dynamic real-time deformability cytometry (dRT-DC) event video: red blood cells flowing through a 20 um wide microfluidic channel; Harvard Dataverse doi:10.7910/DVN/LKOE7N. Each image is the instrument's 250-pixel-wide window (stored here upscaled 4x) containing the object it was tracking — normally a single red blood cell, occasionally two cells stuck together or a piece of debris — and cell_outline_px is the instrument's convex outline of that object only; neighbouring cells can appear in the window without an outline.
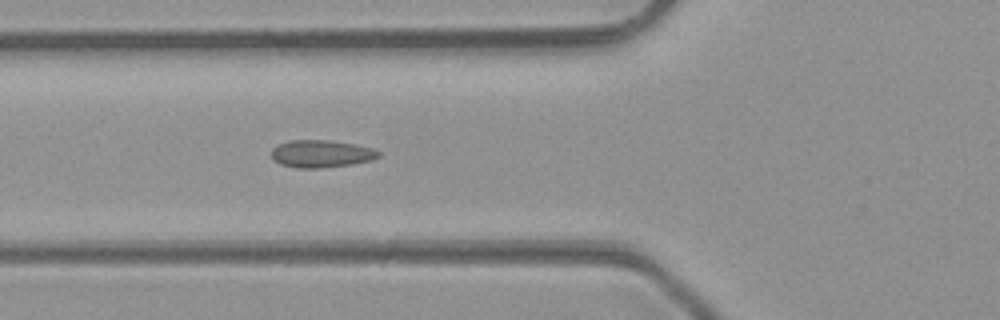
{"species": "common noctule bat (a hibernating species)", "species_latin": "Nyctalus noctula", "temperature_condition": "room temperature", "stored_images_in_passage": 31, "camera_frame_rate_fps": 3000, "um_per_image_px": 0.085, "animal": {"sex": "male", "body_mass_g": 23.1, "forearm_length_mm": 52.7}, "frame": {"image": 1, "passage_image": 5, "time_ms": 1.333, "image_size_px": [1000, 320], "cell_outline_px": [[380, 156], [372, 160], [352, 164], [324, 168], [296, 168], [280, 164], [272, 156], [272, 148], [276, 144], [288, 140], [328, 140], [356, 144], [376, 148], [380, 152]], "centroid_in_image_um": [27.33, 13.06], "position_along_channel_um": 98.5, "area_um2": 17.4}}
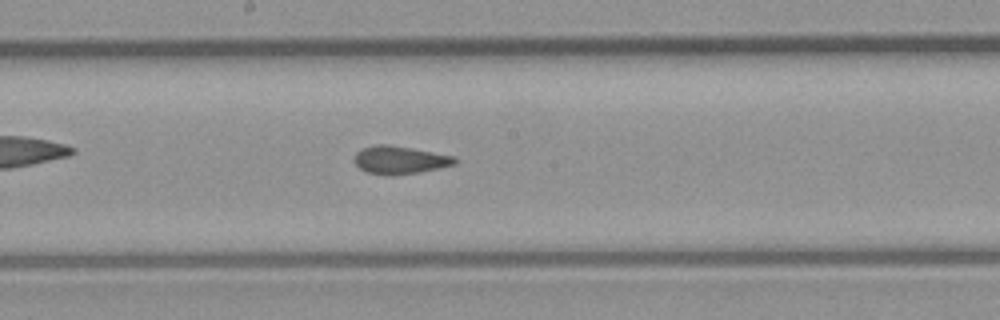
{"frame": {"image": 2, "passage_image": 13, "time_ms": 4.0, "image_size_px": [1000, 320], "cell_outline_px": [[460, 160], [456, 164], [440, 168], [420, 172], [392, 176], [384, 176], [368, 172], [360, 168], [352, 160], [356, 152], [360, 148], [376, 144], [388, 144], [412, 148], [456, 156]], "centroid_in_image_um": [34.0, 13.6], "position_along_channel_um": 214.2, "area_um2": 16.82}}
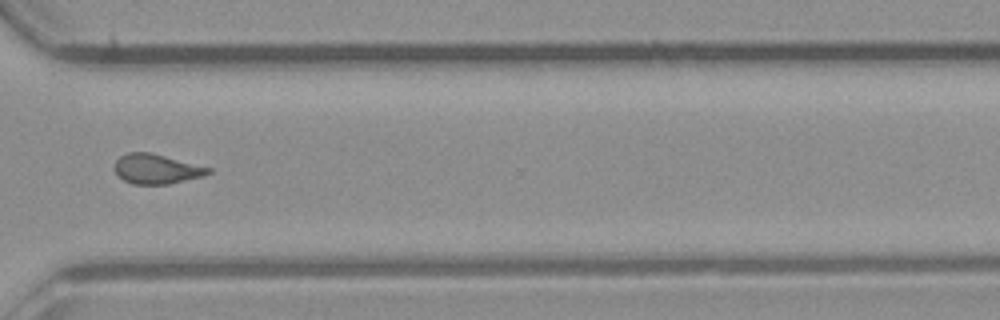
{"frame": {"image": 3, "passage_image": 23, "time_ms": 7.333, "image_size_px": [1000, 320], "cell_outline_px": [[212, 172], [204, 176], [168, 184], [132, 184], [124, 180], [112, 168], [116, 160], [120, 156], [128, 152], [152, 152], [212, 168]], "centroid_in_image_um": [13.31, 14.35], "position_along_channel_um": 357.3, "area_um2": 16.42}, "authors_computed_cell_mechanics": {"area_um2": 16.5308, "velocity_mm_per_s": 4.304, "shape_relaxation_time_tau1_ms": null, "shape_relaxation_time_tau2_ms": 1.9012, "deformation_change_tau1": null, "deformation_change_tau2": 0.0599}}